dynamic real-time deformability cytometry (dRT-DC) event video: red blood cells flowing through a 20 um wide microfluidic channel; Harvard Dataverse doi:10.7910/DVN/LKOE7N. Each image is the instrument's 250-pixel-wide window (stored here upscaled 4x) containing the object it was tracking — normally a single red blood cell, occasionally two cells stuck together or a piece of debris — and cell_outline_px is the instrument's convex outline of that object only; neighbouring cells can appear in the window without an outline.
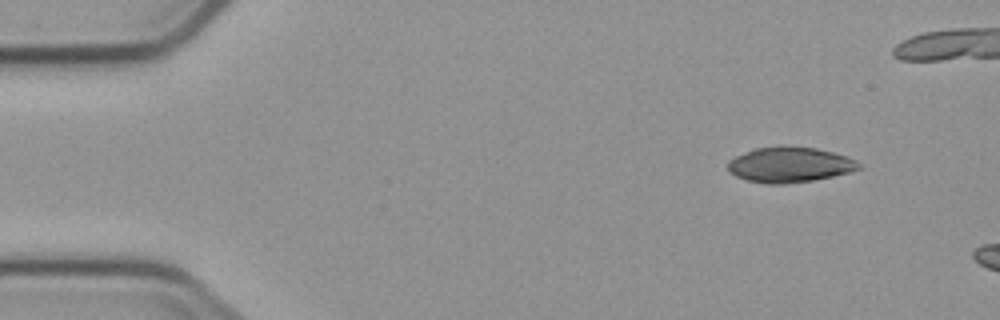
{"species": "common noctule bat (a hibernating species)", "species_latin": "Nyctalus noctula", "temperature_condition": "cold", "stored_images_in_passage": 3, "camera_frame_rate_fps": 3000, "um_per_image_px": 0.085, "animal": {"sex": "male", "body_mass_g": 23.1, "forearm_length_mm": 52.7}, "frame": {"image": 1, "passage_image": 1, "time_ms": 0.0, "image_size_px": [1000, 320], "cell_outline_px": [[860, 168], [848, 172], [832, 176], [812, 180], [784, 184], [768, 184], [748, 180], [736, 176], [728, 172], [728, 160], [736, 156], [756, 148], [780, 144], [784, 144], [816, 148], [832, 152], [856, 160], [860, 164]], "centroid_in_image_um": [67.08, 13.98], "position_along_channel_um": 17.9, "area_um2": 27.05}}